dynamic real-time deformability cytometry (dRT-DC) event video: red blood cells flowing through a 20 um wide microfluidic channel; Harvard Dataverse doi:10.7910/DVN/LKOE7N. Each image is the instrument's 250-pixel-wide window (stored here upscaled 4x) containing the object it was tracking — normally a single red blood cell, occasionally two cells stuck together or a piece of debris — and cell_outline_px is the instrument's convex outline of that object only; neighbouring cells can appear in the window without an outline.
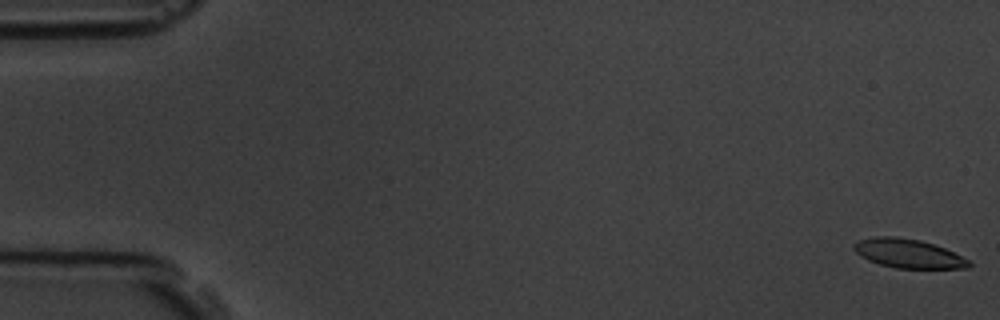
{"species": "common noctule bat (a hibernating species)", "species_latin": "Nyctalus noctula", "temperature_condition": "room temperature", "stored_images_in_passage": 3, "camera_frame_rate_fps": 3000, "um_per_image_px": 0.085, "animal": {"sex": "male", "body_mass_g": 19.5, "forearm_length_mm": 54.6}, "frame": {"image": 1, "passage_image": 1, "time_ms": 0.0, "image_size_px": [1000, 320], "cell_outline_px": [[972, 264], [968, 268], [896, 268], [880, 264], [868, 260], [860, 256], [852, 248], [860, 240], [876, 236], [896, 236], [920, 240], [944, 248], [968, 260]], "centroid_in_image_um": [77.18, 21.55], "position_along_channel_um": 7.8, "area_um2": 19.13}}